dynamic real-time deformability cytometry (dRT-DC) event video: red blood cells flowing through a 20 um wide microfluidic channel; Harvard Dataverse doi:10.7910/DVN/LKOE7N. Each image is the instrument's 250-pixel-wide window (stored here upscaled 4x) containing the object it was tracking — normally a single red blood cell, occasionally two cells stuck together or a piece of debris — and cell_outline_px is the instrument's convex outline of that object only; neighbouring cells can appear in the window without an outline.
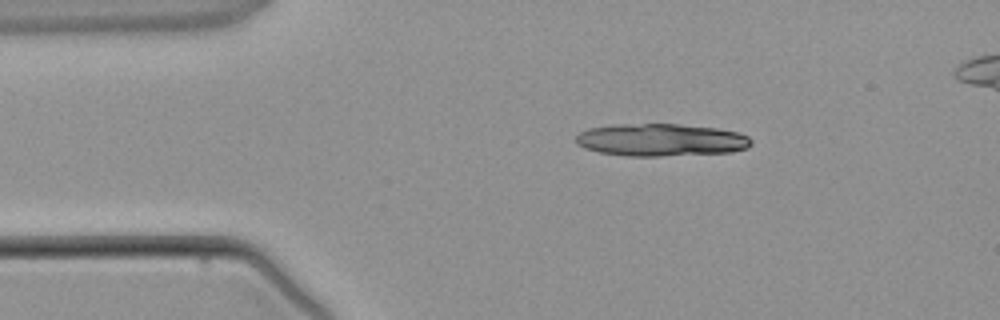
{"species": "common noctule bat (a hibernating species)", "species_latin": "Nyctalus noctula", "temperature_condition": "warm", "stored_images_in_passage": 2, "camera_frame_rate_fps": 3000, "um_per_image_px": 0.085, "animal": {"sex": "male", "body_mass_g": 21.5, "forearm_length_mm": 52.0}, "frame": {"image": 1, "passage_image": 1, "time_ms": 0.0, "image_size_px": [1000, 320], "cell_outline_px": [[752, 144], [748, 148], [732, 152], [656, 156], [628, 156], [600, 152], [576, 144], [576, 136], [580, 132], [588, 128], [612, 124], [680, 124], [716, 128], [736, 132], [748, 136], [752, 140]], "centroid_in_image_um": [56.19, 11.89], "position_along_channel_um": 28.8, "area_um2": 33.18}}